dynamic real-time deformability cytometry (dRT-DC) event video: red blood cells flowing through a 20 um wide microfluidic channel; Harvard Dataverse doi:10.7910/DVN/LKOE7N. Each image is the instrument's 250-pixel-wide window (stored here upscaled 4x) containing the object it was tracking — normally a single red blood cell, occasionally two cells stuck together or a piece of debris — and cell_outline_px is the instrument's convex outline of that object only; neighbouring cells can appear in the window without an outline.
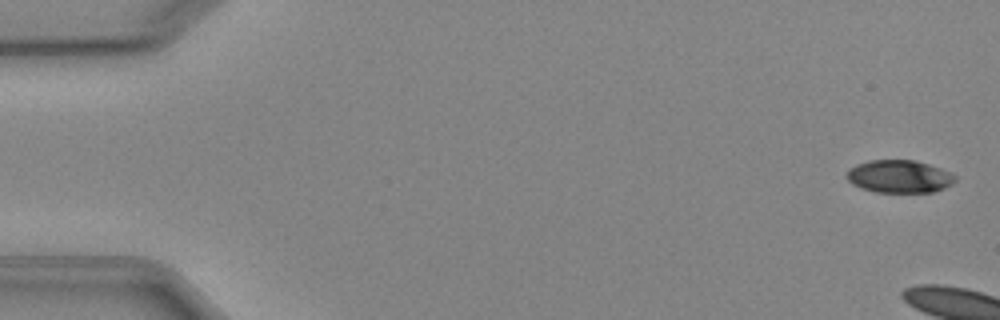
{"species": "Egyptian fruit bat (a non-hibernating species)", "species_latin": "Rousettus aegyptiacus", "temperature_condition": "cold", "stored_images_in_passage": 4, "camera_frame_rate_fps": 3000, "um_per_image_px": 0.085, "animal": {"sex": "female"}, "frame": {"image": 1, "passage_image": 1, "time_ms": 0.0, "image_size_px": [1000, 320], "cell_outline_px": [[956, 180], [952, 184], [944, 188], [932, 192], [876, 192], [860, 188], [852, 184], [848, 180], [848, 172], [856, 164], [868, 160], [916, 160], [952, 172], [956, 176]], "centroid_in_image_um": [76.47, 15.0], "position_along_channel_um": 8.5, "area_um2": 20.69}}